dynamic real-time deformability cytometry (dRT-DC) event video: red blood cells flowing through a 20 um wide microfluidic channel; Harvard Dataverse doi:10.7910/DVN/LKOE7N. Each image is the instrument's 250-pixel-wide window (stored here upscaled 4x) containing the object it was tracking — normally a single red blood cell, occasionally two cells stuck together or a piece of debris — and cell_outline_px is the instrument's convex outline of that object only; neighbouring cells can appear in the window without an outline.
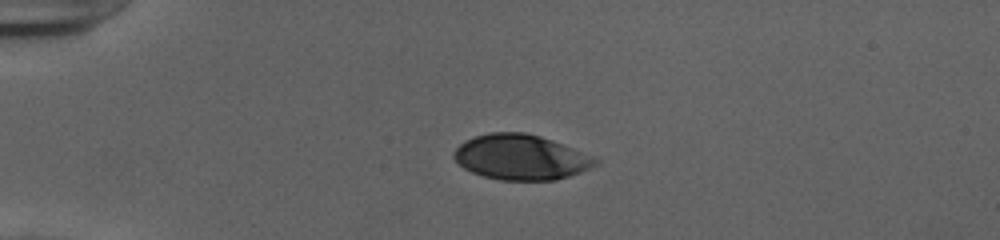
{"species": "human", "species_latin": "Homo sapiens", "temperature_condition": "cold", "stored_images_in_passage": 40, "camera_frame_rate_fps": 3000, "um_per_image_px": 0.085, "donor": {"sex": "female"}, "frame": {"image": 1, "passage_image": 1, "time_ms": 0.0, "image_size_px": [1000, 240], "cell_outline_px": [[600, 164], [580, 172], [556, 180], [500, 180], [484, 176], [472, 172], [464, 168], [452, 156], [452, 152], [464, 140], [472, 136], [488, 132], [524, 132], [540, 136], [552, 140], [592, 156], [600, 160]], "centroid_in_image_um": [44.25, 13.35], "position_along_channel_um": 40.7, "area_um2": 37.34}}
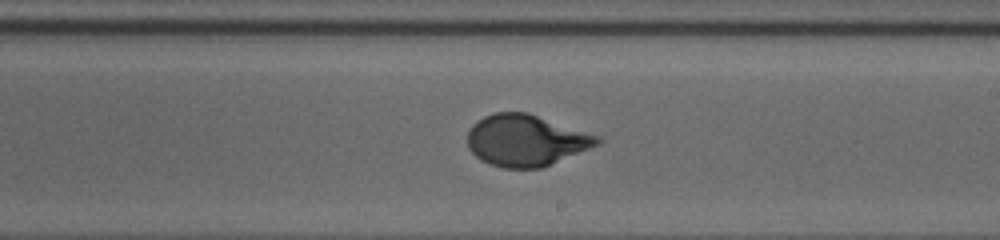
{"frame": {"image": 2, "passage_image": 20, "time_ms": 6.333, "image_size_px": [1000, 240], "cell_outline_px": [[604, 140], [600, 144], [540, 168], [504, 168], [488, 164], [480, 160], [468, 148], [468, 132], [472, 124], [476, 120], [484, 116], [496, 112], [528, 112], [600, 136]], "centroid_in_image_um": [44.69, 11.92], "position_along_channel_um": 244.3, "area_um2": 39.02}}
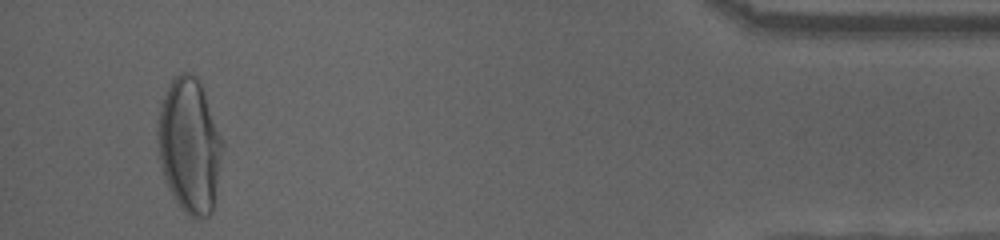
{"frame": {"image": 3, "passage_image": 38, "time_ms": 12.333, "image_size_px": [1000, 240], "cell_outline_px": [[224, 144], [216, 200], [212, 212], [208, 216], [200, 220], [196, 220], [188, 216], [184, 212], [172, 196], [168, 188], [160, 164], [156, 140], [156, 128], [160, 104], [172, 80], [180, 72], [188, 72], [196, 76], [200, 80], [224, 140]], "centroid_in_image_um": [16.13, 12.41], "position_along_channel_um": 419.1, "area_um2": 52.14}, "authors_computed_cell_mechanics": {"area_um2": 39.4196, "velocity_mm_per_s": 3.9138, "shape_relaxation_time_tau1_ms": 3.3474, "shape_relaxation_time_tau2_ms": null, "deformation_change_tau1": 0.1884, "deformation_change_tau2": null}}